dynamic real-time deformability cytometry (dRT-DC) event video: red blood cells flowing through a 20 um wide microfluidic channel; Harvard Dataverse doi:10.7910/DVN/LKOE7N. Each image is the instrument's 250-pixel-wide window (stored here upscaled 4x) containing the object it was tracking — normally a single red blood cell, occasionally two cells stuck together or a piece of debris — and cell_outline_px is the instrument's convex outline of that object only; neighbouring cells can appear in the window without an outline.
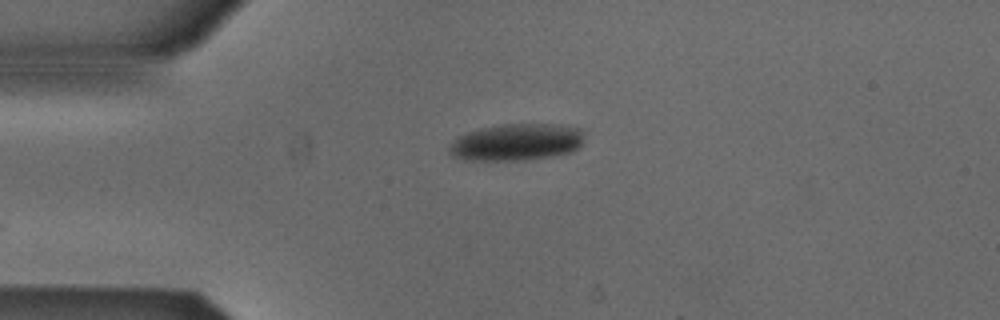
{"species": "Egyptian fruit bat (a non-hibernating species)", "species_latin": "Rousettus aegyptiacus", "temperature_condition": "cold", "stored_images_in_passage": 31, "camera_frame_rate_fps": 3000, "um_per_image_px": 0.085, "animal": {"sex": "male"}, "frame": {"image": 1, "passage_image": 1, "time_ms": 0.0, "image_size_px": [1000, 320], "cell_outline_px": [[584, 140], [580, 148], [572, 152], [524, 160], [464, 160], [452, 156], [448, 152], [448, 144], [456, 136], [480, 128], [504, 124], [560, 124], [580, 128], [584, 132]], "centroid_in_image_um": [43.89, 12.08], "position_along_channel_um": 41.1, "area_um2": 29.48}}
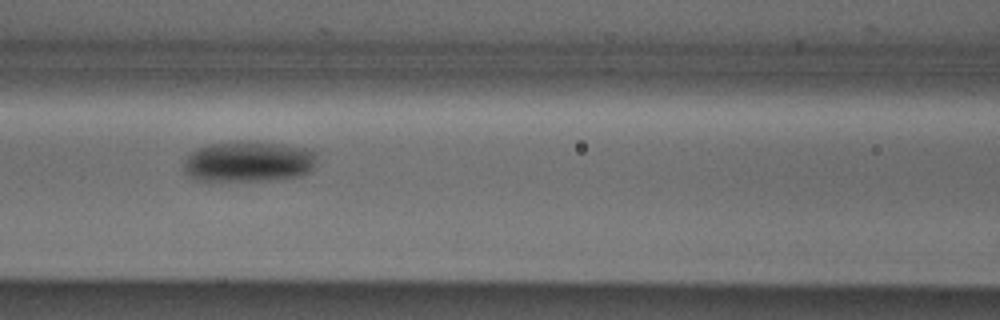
{"frame": {"image": 2, "passage_image": 11, "time_ms": 3.333, "image_size_px": [1000, 320], "cell_outline_px": [[316, 160], [312, 168], [308, 172], [300, 176], [268, 180], [196, 180], [188, 176], [184, 172], [184, 160], [196, 148], [208, 144], [236, 140], [284, 144], [312, 148], [316, 152]], "centroid_in_image_um": [21.13, 13.71], "position_along_channel_um": 145.5, "area_um2": 31.96}}
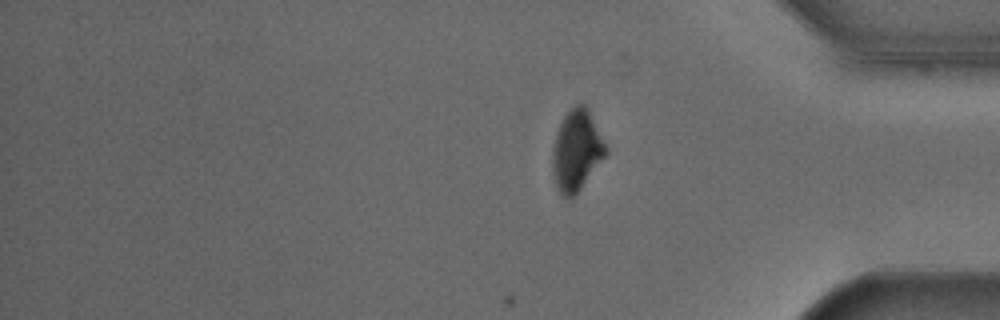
{"frame": {"image": 3, "passage_image": 31, "time_ms": 10.0, "image_size_px": [1000, 320], "cell_outline_px": [[608, 152], [580, 188], [572, 196], [564, 196], [560, 192], [556, 184], [552, 172], [552, 160], [556, 132], [564, 116], [576, 104], [584, 104], [588, 108], [608, 148]], "centroid_in_image_um": [49.02, 12.75], "position_along_channel_um": 386.2, "area_um2": 24.51}}